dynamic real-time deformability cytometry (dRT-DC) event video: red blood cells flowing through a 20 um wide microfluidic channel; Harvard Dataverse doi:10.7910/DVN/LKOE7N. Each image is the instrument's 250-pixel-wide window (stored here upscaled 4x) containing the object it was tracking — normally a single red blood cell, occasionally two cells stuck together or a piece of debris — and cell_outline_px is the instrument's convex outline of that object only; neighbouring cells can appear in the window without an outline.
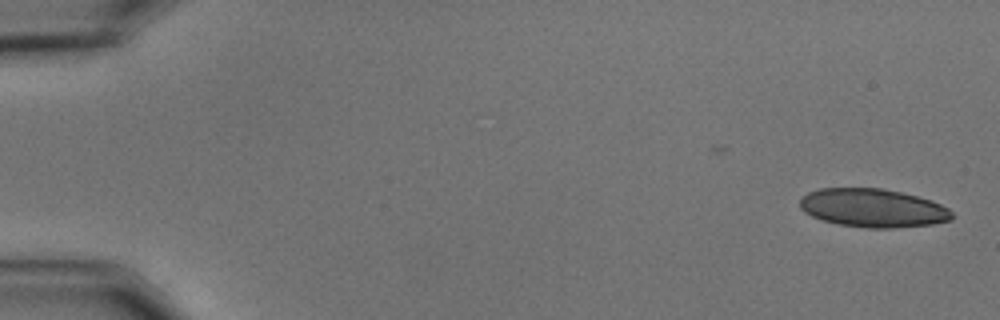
{"species": "common noctule bat (a hibernating species)", "species_latin": "Nyctalus noctula", "temperature_condition": "cold", "stored_images_in_passage": 51, "camera_frame_rate_fps": 3000, "um_per_image_px": 0.085, "animal": {"sex": "male", "body_mass_g": 15.6}, "frame": {"image": 1, "passage_image": 1, "time_ms": 0.0, "image_size_px": [1000, 320], "cell_outline_px": [[956, 216], [952, 220], [932, 224], [892, 228], [868, 228], [840, 224], [824, 220], [812, 216], [804, 212], [800, 208], [800, 196], [808, 192], [820, 188], [880, 188], [900, 192], [916, 196], [940, 204], [948, 208]], "centroid_in_image_um": [74.19, 17.68], "position_along_channel_um": 10.8, "area_um2": 34.04}}